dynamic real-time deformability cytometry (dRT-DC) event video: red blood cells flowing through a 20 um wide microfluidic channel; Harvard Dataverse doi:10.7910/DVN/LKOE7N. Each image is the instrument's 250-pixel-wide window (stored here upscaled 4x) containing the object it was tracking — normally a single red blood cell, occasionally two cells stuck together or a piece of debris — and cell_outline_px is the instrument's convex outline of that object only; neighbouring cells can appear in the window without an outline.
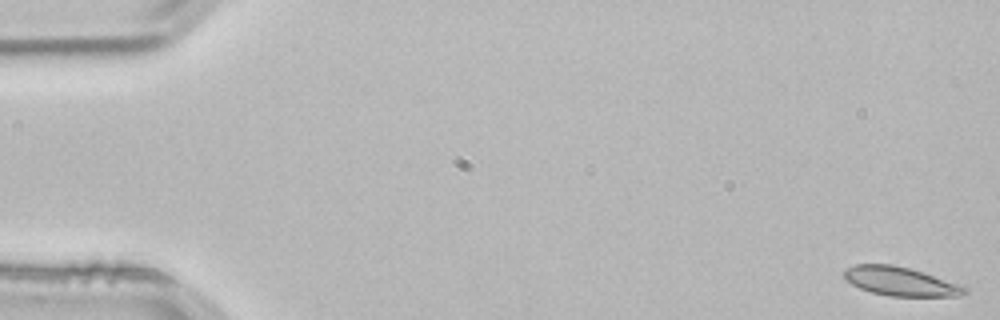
{"species": "common noctule bat (a hibernating species)", "species_latin": "Nyctalus noctula", "temperature_condition": "room temperature", "stored_images_in_passage": 53, "camera_frame_rate_fps": 3000, "um_per_image_px": 0.085, "animal": {"sex": "male", "body_mass_g": 21.5, "forearm_length_mm": 52.0}, "frame": {"image": 1, "passage_image": 1, "time_ms": 0.0, "image_size_px": [1000, 320], "cell_outline_px": [[968, 292], [956, 296], [888, 296], [872, 292], [860, 288], [844, 280], [840, 276], [844, 268], [856, 264], [892, 264], [908, 268], [964, 284]], "centroid_in_image_um": [76.5, 23.91], "position_along_channel_um": 8.5, "area_um2": 20.58}}
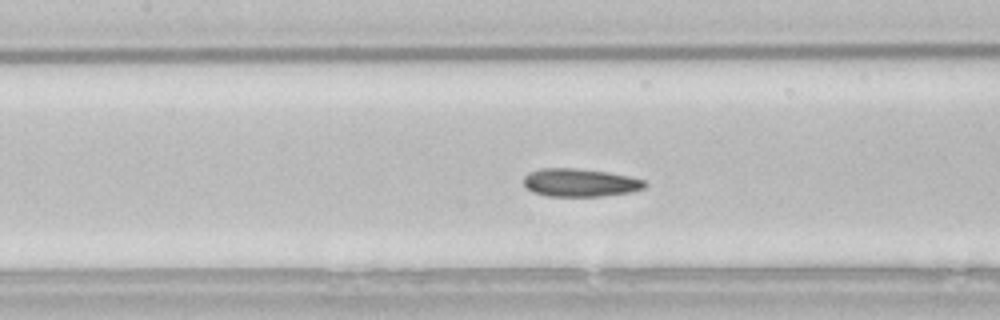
{"frame": {"image": 2, "passage_image": 24, "time_ms": 7.667, "image_size_px": [1000, 320], "cell_outline_px": [[648, 184], [644, 188], [632, 192], [604, 196], [548, 196], [532, 192], [524, 184], [524, 176], [528, 172], [540, 168], [576, 168], [608, 172], [632, 176], [644, 180]], "centroid_in_image_um": [49.33, 15.52], "position_along_channel_um": 158.1, "area_um2": 20.06}}
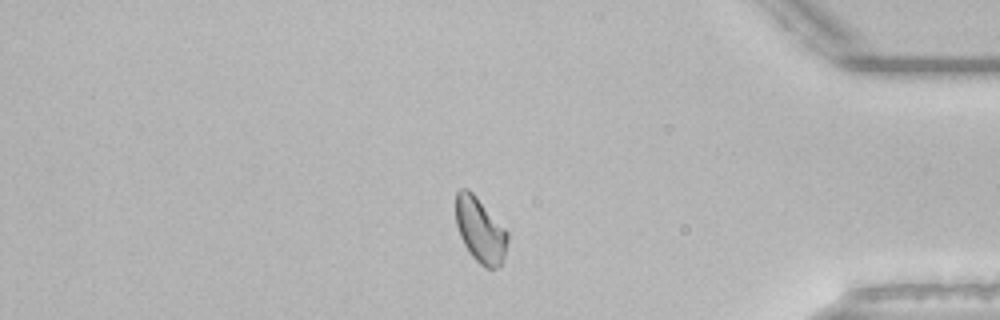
{"frame": {"image": 3, "passage_image": 45, "time_ms": 14.667, "image_size_px": [1000, 320], "cell_outline_px": [[508, 240], [504, 256], [500, 264], [496, 268], [484, 268], [468, 252], [460, 236], [456, 224], [456, 192], [460, 188], [468, 188], [476, 196], [508, 232]], "centroid_in_image_um": [40.8, 19.55], "position_along_channel_um": 394.4, "area_um2": 19.48}, "authors_computed_cell_mechanics": {"area_um2": 20.1722, "velocity_mm_per_s": 3.8093, "shape_relaxation_time_tau1_ms": null, "shape_relaxation_time_tau2_ms": 4.0239, "deformation_change_tau1": null, "deformation_change_tau2": 0.0766}}